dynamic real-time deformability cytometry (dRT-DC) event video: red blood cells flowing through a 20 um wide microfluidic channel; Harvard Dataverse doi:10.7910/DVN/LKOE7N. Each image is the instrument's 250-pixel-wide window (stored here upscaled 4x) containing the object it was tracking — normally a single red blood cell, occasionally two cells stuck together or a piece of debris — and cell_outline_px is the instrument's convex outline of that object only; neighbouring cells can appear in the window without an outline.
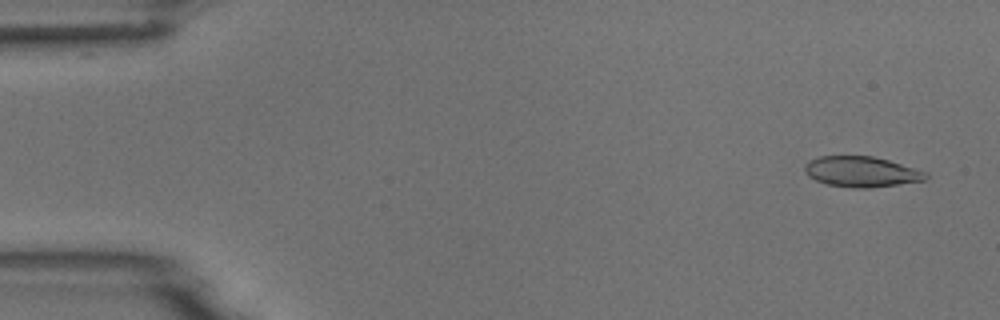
{"species": "common noctule bat (a hibernating species)", "species_latin": "Nyctalus noctula", "temperature_condition": "room temperature", "stored_images_in_passage": 9, "camera_frame_rate_fps": 3000, "um_per_image_px": 0.085, "animal": {"sex": "male", "body_mass_g": 18.8}, "frame": {"image": 1, "passage_image": 1, "time_ms": 0.0, "image_size_px": [1000, 320], "cell_outline_px": [[928, 176], [924, 180], [868, 188], [852, 188], [828, 184], [816, 180], [808, 176], [804, 172], [804, 164], [808, 160], [820, 156], [872, 156], [888, 160], [928, 172]], "centroid_in_image_um": [73.18, 14.59], "position_along_channel_um": 11.8, "area_um2": 21.44}}
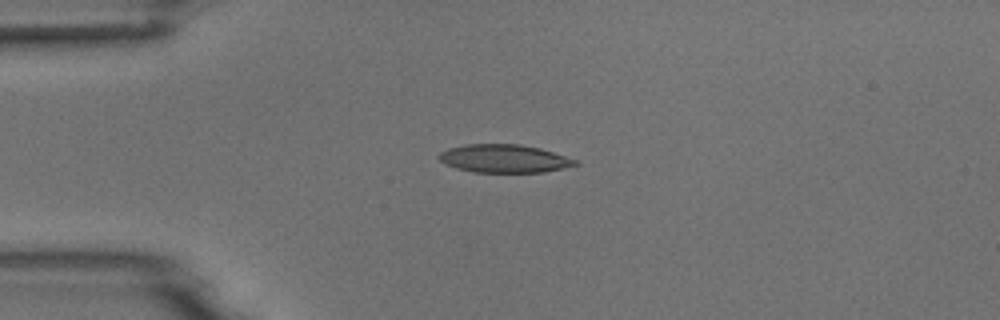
{"frame": {"image": 2, "passage_image": 4, "time_ms": 3.333, "image_size_px": [1000, 320], "cell_outline_px": [[580, 164], [564, 168], [544, 172], [476, 172], [456, 168], [444, 164], [440, 160], [440, 152], [448, 148], [464, 144], [520, 144], [540, 148], [576, 160]], "centroid_in_image_um": [42.84, 13.47], "position_along_channel_um": 42.2, "area_um2": 22.25}}
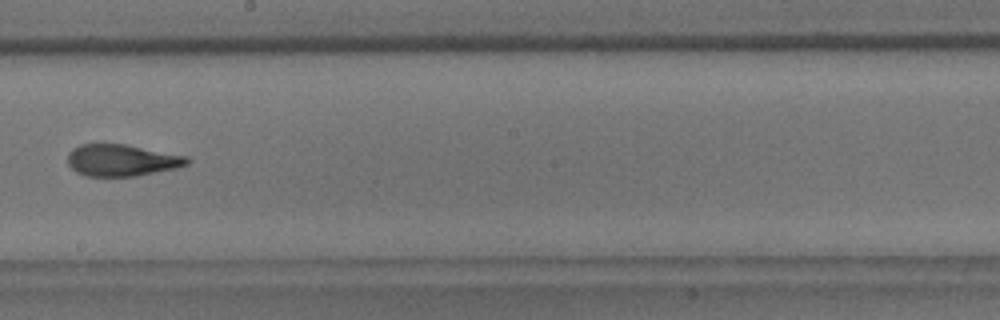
{"frame": {"image": 3, "passage_image": 9, "time_ms": 9.0, "image_size_px": [1000, 320], "cell_outline_px": [[192, 160], [188, 164], [176, 168], [136, 176], [84, 176], [76, 172], [68, 164], [68, 152], [72, 148], [80, 144], [124, 144], [188, 156]], "centroid_in_image_um": [10.35, 13.62], "position_along_channel_um": 237.9, "area_um2": 22.2}}